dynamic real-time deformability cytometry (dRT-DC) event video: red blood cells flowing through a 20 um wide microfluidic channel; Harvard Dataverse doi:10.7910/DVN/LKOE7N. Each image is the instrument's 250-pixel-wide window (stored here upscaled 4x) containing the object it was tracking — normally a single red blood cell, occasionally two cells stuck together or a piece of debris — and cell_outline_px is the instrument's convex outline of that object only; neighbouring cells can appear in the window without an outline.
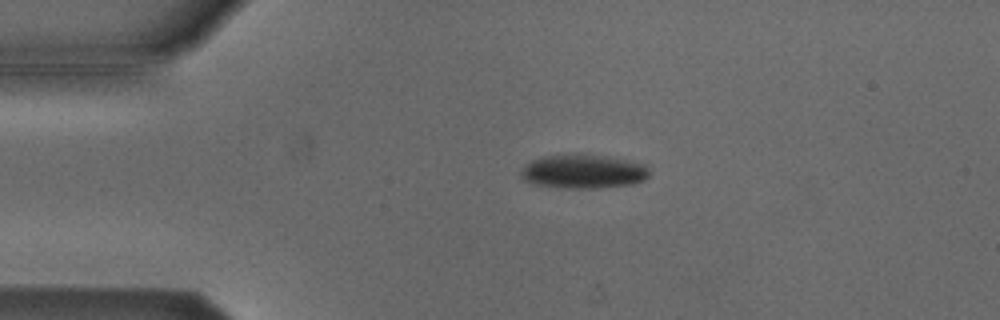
{"species": "Egyptian fruit bat (a non-hibernating species)", "species_latin": "Rousettus aegyptiacus", "temperature_condition": "cold", "stored_images_in_passage": 4, "camera_frame_rate_fps": 3000, "um_per_image_px": 0.085, "animal": {"sex": "male"}, "frame": {"image": 1, "passage_image": 3, "time_ms": 0.667, "image_size_px": [1000, 320], "cell_outline_px": [[648, 176], [644, 180], [632, 184], [600, 188], [556, 188], [532, 184], [524, 180], [520, 176], [520, 172], [532, 160], [548, 156], [596, 156], [644, 164], [648, 168]], "centroid_in_image_um": [49.54, 14.64], "position_along_channel_um": 35.5, "area_um2": 24.57}}